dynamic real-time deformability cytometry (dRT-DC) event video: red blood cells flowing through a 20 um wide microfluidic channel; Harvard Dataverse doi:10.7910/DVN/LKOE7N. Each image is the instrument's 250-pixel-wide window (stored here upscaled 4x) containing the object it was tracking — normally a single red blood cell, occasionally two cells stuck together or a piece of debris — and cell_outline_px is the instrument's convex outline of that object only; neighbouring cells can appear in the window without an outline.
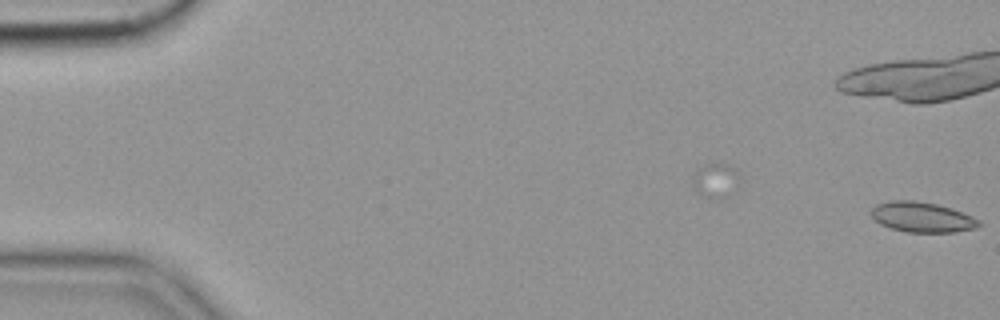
{"species": "common noctule bat (a hibernating species)", "species_latin": "Nyctalus noctula", "temperature_condition": "cold", "stored_images_in_passage": 5, "segment_of_instrument_passage": [2, 2], "camera_frame_rate_fps": 3000, "um_per_image_px": 0.085, "animal": {"sex": "female", "body_mass_g": 19.9}, "frame": {"image": 1, "passage_image": 5, "time_ms": 1.333, "image_size_px": [1000, 320], "cell_outline_px": [[980, 224], [976, 228], [956, 232], [908, 232], [892, 228], [880, 224], [872, 216], [872, 208], [876, 204], [892, 200], [912, 200], [936, 204], [972, 216], [980, 220]], "centroid_in_image_um": [78.37, 18.46], "position_along_channel_um": 6.6, "area_um2": 18.67}}